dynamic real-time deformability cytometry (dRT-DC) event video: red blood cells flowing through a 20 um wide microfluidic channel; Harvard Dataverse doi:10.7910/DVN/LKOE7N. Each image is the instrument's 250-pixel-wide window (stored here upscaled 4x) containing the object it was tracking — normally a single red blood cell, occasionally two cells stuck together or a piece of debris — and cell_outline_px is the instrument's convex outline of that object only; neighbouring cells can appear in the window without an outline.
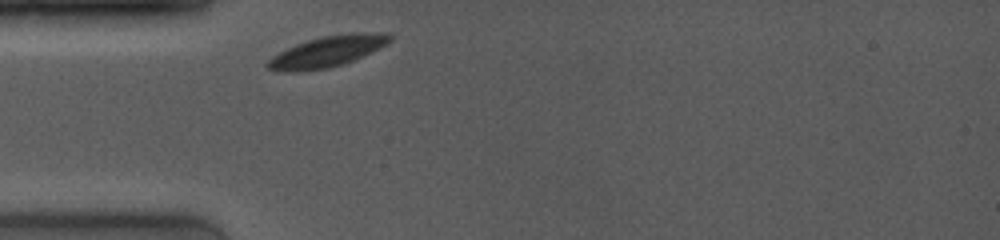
{"species": "common noctule bat (a hibernating species)", "species_latin": "Nyctalus noctula", "temperature_condition": "room temperature", "stored_images_in_passage": 22, "camera_frame_rate_fps": 4000, "um_per_image_px": 0.085, "animal": {"sex": "female", "body_mass_g": 19.0, "forearm_length_mm": 53.3}, "frame": {"image": 1, "passage_image": 1, "time_ms": 0.0, "image_size_px": [1000, 240], "cell_outline_px": [[392, 40], [344, 64], [328, 68], [300, 72], [296, 72], [268, 68], [264, 64], [272, 56], [296, 44], [308, 40], [324, 36], [348, 32], [356, 32], [392, 36]], "centroid_in_image_um": [27.72, 4.39], "position_along_channel_um": 57.3, "area_um2": 21.21}}
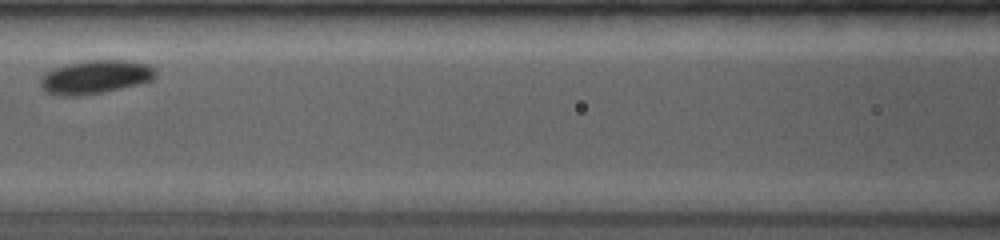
{"frame": {"image": 2, "passage_image": 6, "time_ms": 2.75, "image_size_px": [1000, 240], "cell_outline_px": [[156, 76], [152, 80], [104, 92], [76, 96], [56, 96], [44, 92], [40, 88], [40, 76], [44, 72], [68, 64], [88, 60], [132, 60], [148, 64], [156, 72]], "centroid_in_image_um": [8.05, 6.55], "position_along_channel_um": 158.6, "area_um2": 22.66}}
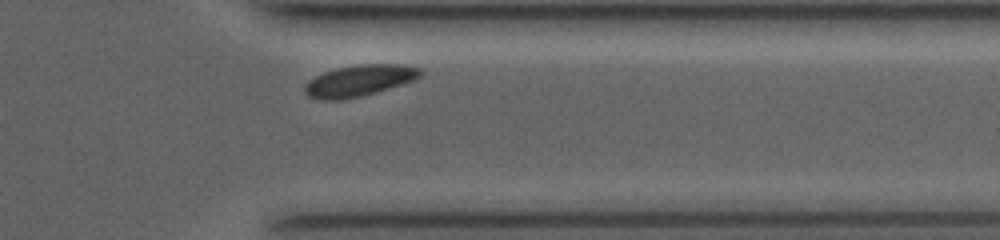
{"frame": {"image": 3, "passage_image": 20, "time_ms": 8.5, "image_size_px": [1000, 240], "cell_outline_px": [[424, 72], [416, 80], [360, 96], [340, 100], [316, 100], [308, 96], [304, 92], [304, 88], [308, 80], [324, 72], [336, 68], [360, 64], [404, 64], [420, 68]], "centroid_in_image_um": [30.53, 6.85], "position_along_channel_um": 380.9, "area_um2": 21.15}, "authors_computed_cell_mechanics": {"area_um2": 21.5016, "velocity_mm_per_s": 3.8434, "shape_relaxation_time_tau1_ms": 1.3584, "shape_relaxation_time_tau2_ms": null, "deformation_change_tau1": 0.0434, "deformation_change_tau2": null}}